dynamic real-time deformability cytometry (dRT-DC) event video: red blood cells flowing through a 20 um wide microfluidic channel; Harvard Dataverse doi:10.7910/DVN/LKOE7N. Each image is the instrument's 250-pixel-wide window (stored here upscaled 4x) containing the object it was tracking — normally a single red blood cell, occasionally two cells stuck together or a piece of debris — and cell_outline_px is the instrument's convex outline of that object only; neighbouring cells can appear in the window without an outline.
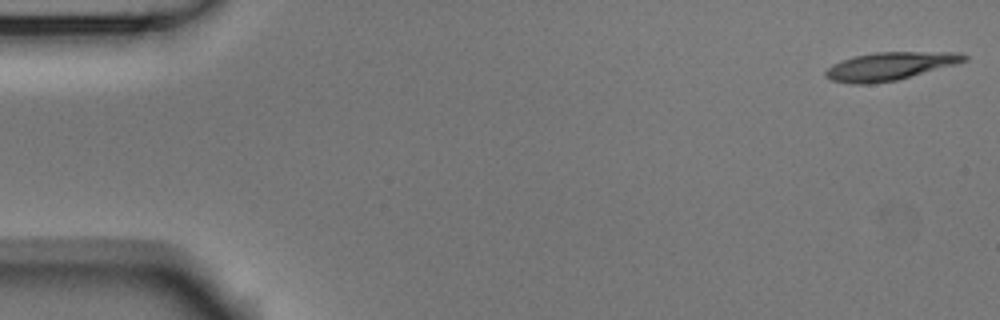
{"species": "Egyptian fruit bat (a non-hibernating species)", "species_latin": "Rousettus aegyptiacus", "temperature_condition": "room temperature", "stored_images_in_passage": 53, "camera_frame_rate_fps": 3000, "um_per_image_px": 0.085, "animal": {"sex": "male"}, "frame": {"image": 1, "passage_image": 1, "time_ms": 0.0, "image_size_px": [1000, 320], "cell_outline_px": [[968, 60], [956, 64], [896, 80], [872, 84], [852, 84], [832, 80], [824, 76], [824, 72], [832, 64], [852, 56], [876, 52], [960, 52], [968, 56]], "centroid_in_image_um": [75.63, 5.62], "position_along_channel_um": 9.4, "area_um2": 22.66}}
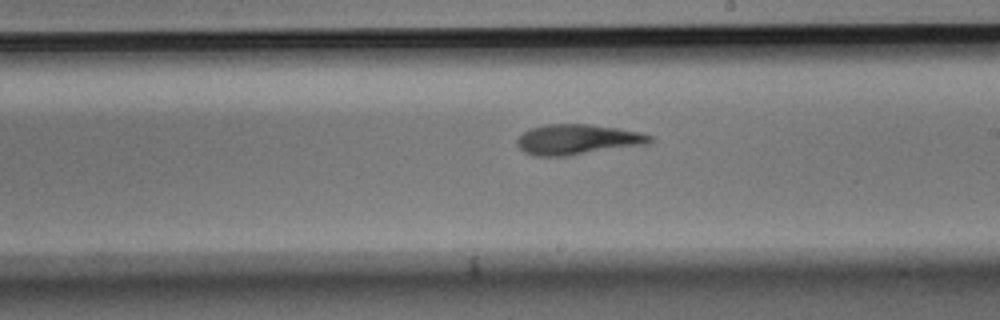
{"frame": {"image": 2, "passage_image": 30, "time_ms": 9.667, "image_size_px": [1000, 320], "cell_outline_px": [[652, 140], [648, 144], [568, 156], [532, 156], [524, 152], [516, 144], [516, 140], [524, 132], [532, 128], [544, 124], [588, 124], [616, 128], [640, 132], [652, 136]], "centroid_in_image_um": [49.07, 11.86], "position_along_channel_um": 239.9, "area_um2": 23.47}}
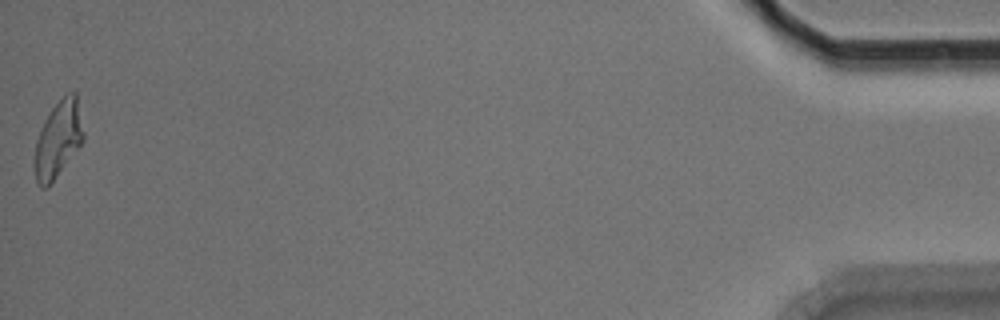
{"frame": {"image": 3, "passage_image": 53, "time_ms": 17.333, "image_size_px": [1000, 320], "cell_outline_px": [[84, 140], [48, 188], [40, 188], [36, 184], [36, 140], [44, 120], [52, 108], [64, 96], [72, 92], [76, 92], [84, 132]], "centroid_in_image_um": [4.96, 11.86], "position_along_channel_um": 430.2, "area_um2": 21.39}, "authors_computed_cell_mechanics": {"area_um2": 22.7154, "velocity_mm_per_s": 3.7392, "shape_relaxation_time_tau1_ms": 6.6649, "shape_relaxation_time_tau2_ms": 2.599, "deformation_change_tau1": 0.226, "deformation_change_tau2": 0.1102}}